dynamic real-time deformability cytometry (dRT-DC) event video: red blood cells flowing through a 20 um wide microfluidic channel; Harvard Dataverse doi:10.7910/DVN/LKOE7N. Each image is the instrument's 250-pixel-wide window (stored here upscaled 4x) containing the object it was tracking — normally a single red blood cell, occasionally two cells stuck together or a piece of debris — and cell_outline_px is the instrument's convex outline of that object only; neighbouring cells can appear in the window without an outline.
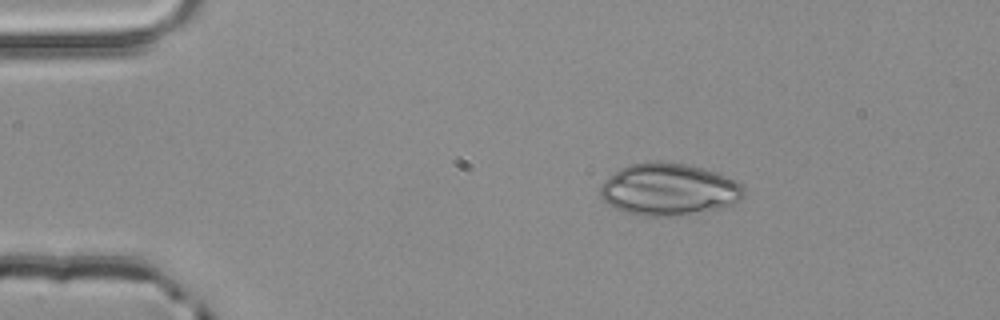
{"species": "common noctule bat (a hibernating species)", "species_latin": "Nyctalus noctula", "temperature_condition": "room temperature", "stored_images_in_passage": 2, "camera_frame_rate_fps": 3000, "um_per_image_px": 0.085, "animal": {"sex": "male", "body_mass_g": 20.4}, "frame": {"image": 1, "passage_image": 1, "time_ms": 0.0, "image_size_px": [1000, 320], "cell_outline_px": [[744, 196], [740, 200], [732, 204], [720, 208], [672, 216], [640, 216], [624, 212], [612, 208], [600, 196], [600, 188], [604, 180], [608, 176], [620, 168], [628, 164], [648, 160], [660, 160], [688, 164], [716, 172], [728, 176], [736, 180], [744, 188]], "centroid_in_image_um": [56.81, 16.08], "position_along_channel_um": 28.2, "area_um2": 44.16}}
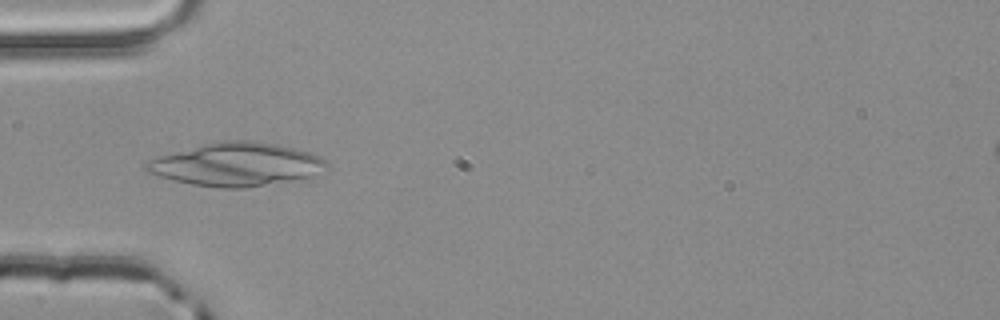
{"frame": {"image": 2, "passage_image": 2, "time_ms": 0.333, "image_size_px": [1000, 320], "cell_outline_px": [[328, 164], [312, 176], [244, 188], [220, 188], [192, 184], [172, 180], [148, 172], [144, 168], [144, 164], [148, 160], [160, 156], [204, 144], [228, 140], [244, 140], [276, 144], [296, 148], [320, 156]], "centroid_in_image_um": [20.07, 13.97], "position_along_channel_um": 64.9, "area_um2": 44.62}}